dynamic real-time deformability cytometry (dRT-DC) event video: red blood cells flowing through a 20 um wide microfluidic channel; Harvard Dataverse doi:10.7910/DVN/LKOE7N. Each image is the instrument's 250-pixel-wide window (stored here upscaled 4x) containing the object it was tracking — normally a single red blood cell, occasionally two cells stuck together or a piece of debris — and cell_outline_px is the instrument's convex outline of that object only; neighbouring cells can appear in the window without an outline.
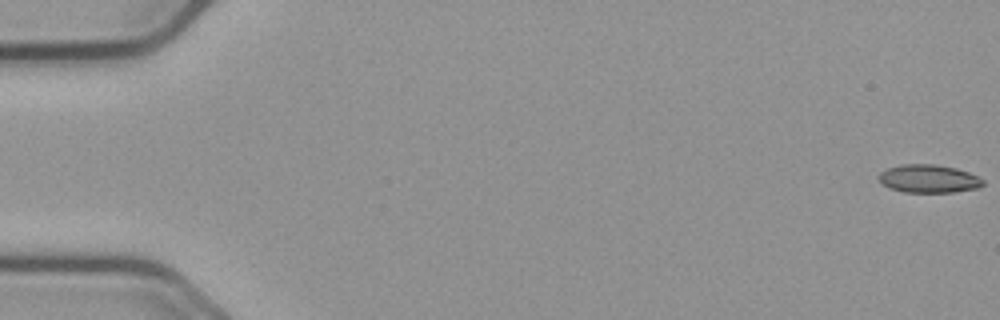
{"species": "common noctule bat (a hibernating species)", "species_latin": "Nyctalus noctula", "temperature_condition": "cold", "stored_images_in_passage": 11, "camera_frame_rate_fps": 3000, "um_per_image_px": 0.085, "animal": {"sex": "male", "body_mass_g": 23.1, "forearm_length_mm": 52.7}, "frame": {"image": 1, "passage_image": 1, "time_ms": 0.0, "image_size_px": [1000, 320], "cell_outline_px": [[984, 184], [980, 188], [952, 192], [904, 192], [888, 188], [876, 176], [880, 172], [888, 168], [900, 164], [936, 164], [956, 168], [968, 172], [984, 180]], "centroid_in_image_um": [78.93, 15.19], "position_along_channel_um": 6.1, "area_um2": 17.17}}